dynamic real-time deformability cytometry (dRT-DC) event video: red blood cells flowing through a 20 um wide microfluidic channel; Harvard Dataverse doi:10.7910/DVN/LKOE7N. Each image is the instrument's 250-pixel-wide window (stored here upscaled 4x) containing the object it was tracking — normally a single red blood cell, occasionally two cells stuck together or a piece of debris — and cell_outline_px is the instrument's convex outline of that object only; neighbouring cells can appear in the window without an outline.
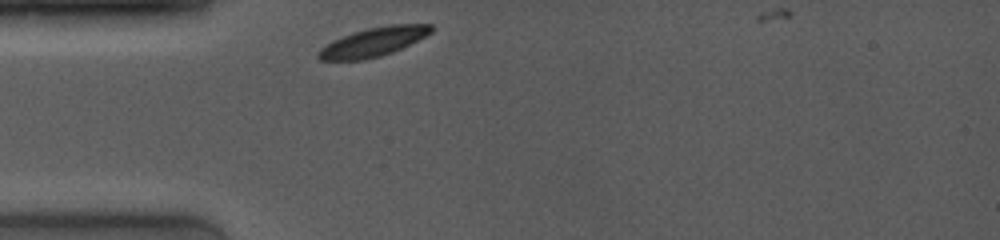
{"species": "common noctule bat (a hibernating species)", "species_latin": "Nyctalus noctula", "temperature_condition": "room temperature", "stored_images_in_passage": 10, "camera_frame_rate_fps": 4000, "um_per_image_px": 0.085, "animal": {"sex": "female", "body_mass_g": 19.0, "forearm_length_mm": 53.3}, "frame": {"image": 1, "passage_image": 1, "time_ms": 0.0, "image_size_px": [1000, 240], "cell_outline_px": [[432, 32], [392, 52], [380, 56], [364, 60], [320, 60], [316, 56], [316, 52], [320, 48], [332, 40], [352, 32], [368, 28], [388, 24], [432, 24]], "centroid_in_image_um": [31.67, 3.56], "position_along_channel_um": 53.3, "area_um2": 18.96}}